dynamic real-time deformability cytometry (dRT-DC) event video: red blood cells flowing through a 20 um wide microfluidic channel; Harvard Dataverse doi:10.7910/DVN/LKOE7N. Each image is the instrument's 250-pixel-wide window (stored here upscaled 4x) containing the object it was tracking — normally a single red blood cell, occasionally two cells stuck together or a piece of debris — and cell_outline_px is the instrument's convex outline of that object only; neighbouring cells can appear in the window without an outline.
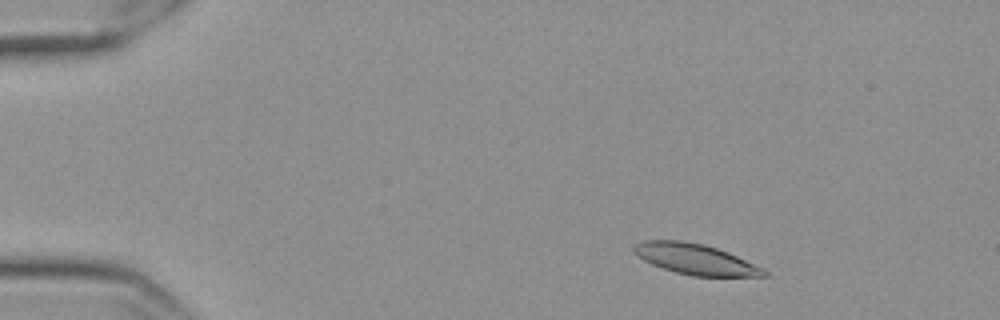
{"species": "Egyptian fruit bat (a non-hibernating species)", "species_latin": "Rousettus aegyptiacus", "temperature_condition": "cold", "stored_images_in_passage": 52, "camera_frame_rate_fps": 3000, "um_per_image_px": 0.085, "frame": {"image": 1, "passage_image": 3, "time_ms": 0.667, "image_size_px": [1000, 320], "cell_outline_px": [[768, 276], [692, 276], [676, 272], [652, 264], [644, 260], [632, 248], [636, 244], [644, 240], [684, 240], [704, 244], [728, 252], [764, 268], [768, 272]], "centroid_in_image_um": [59.14, 22.02], "position_along_channel_um": 25.9, "area_um2": 23.0}}
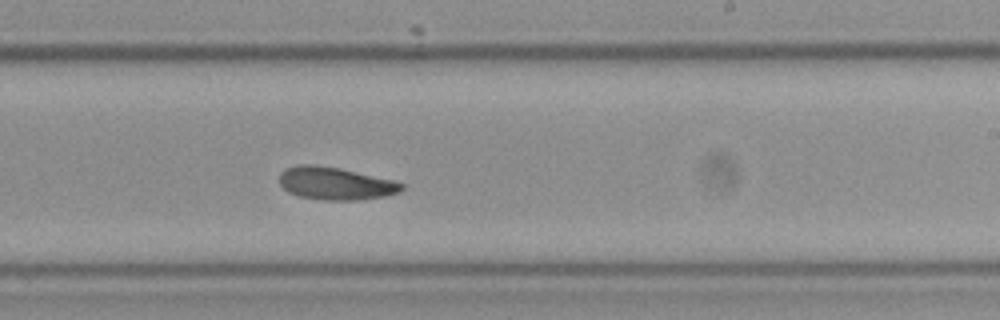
{"frame": {"image": 2, "passage_image": 30, "time_ms": 9.667, "image_size_px": [1000, 320], "cell_outline_px": [[404, 188], [400, 192], [384, 196], [356, 200], [324, 200], [300, 196], [288, 192], [280, 184], [280, 172], [284, 168], [300, 164], [312, 164], [340, 168], [392, 180], [404, 184]], "centroid_in_image_um": [28.49, 15.58], "position_along_channel_um": 260.5, "area_um2": 23.18}}
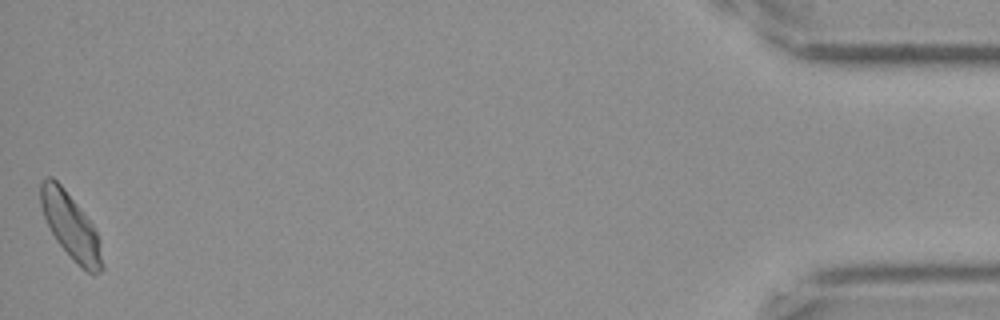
{"frame": {"image": 3, "passage_image": 52, "time_ms": 17.0, "image_size_px": [1000, 320], "cell_outline_px": [[104, 268], [100, 272], [92, 276], [56, 240], [44, 216], [40, 204], [40, 184], [48, 176], [52, 176], [60, 184], [92, 224], [100, 240]], "centroid_in_image_um": [6.03, 19.22], "position_along_channel_um": 429.2, "area_um2": 22.77}, "authors_computed_cell_mechanics": {"area_um2": 23.2067, "velocity_mm_per_s": 3.4978, "shape_relaxation_time_tau1_ms": 3.8283, "shape_relaxation_time_tau2_ms": 6.1521, "deformation_change_tau1": 0.1179, "deformation_change_tau2": 0.1085}}